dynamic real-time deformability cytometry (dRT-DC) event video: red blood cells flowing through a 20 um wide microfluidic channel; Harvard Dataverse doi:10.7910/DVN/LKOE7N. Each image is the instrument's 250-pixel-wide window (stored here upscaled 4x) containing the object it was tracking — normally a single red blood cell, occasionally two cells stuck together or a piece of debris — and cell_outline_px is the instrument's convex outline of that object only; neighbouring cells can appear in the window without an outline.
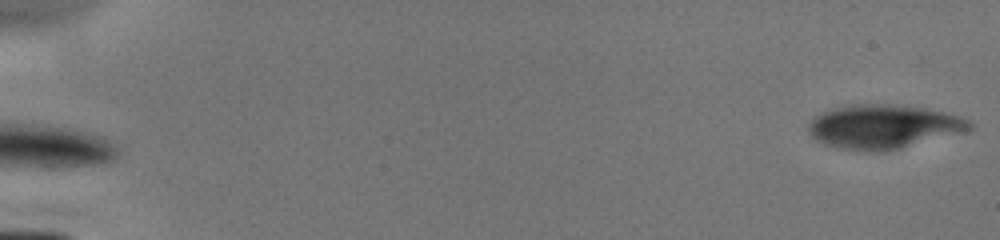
{"species": "human", "species_latin": "Homo sapiens", "temperature_condition": "cold", "stored_images_in_passage": 2, "segment_of_instrument_passage": [2, 2], "camera_frame_rate_fps": 3000, "um_per_image_px": 0.085, "donor": {"sex": "male"}, "frame": {"image": 1, "passage_image": 2, "time_ms": 1.333, "image_size_px": [1000, 240], "cell_outline_px": [[972, 128], [964, 132], [900, 148], [880, 152], [864, 152], [836, 148], [824, 144], [816, 140], [812, 136], [808, 128], [808, 124], [816, 116], [832, 108], [852, 104], [888, 104], [924, 108], [944, 112], [960, 116], [972, 120]], "centroid_in_image_um": [75.09, 10.77], "position_along_channel_um": 9.9, "area_um2": 41.38}}